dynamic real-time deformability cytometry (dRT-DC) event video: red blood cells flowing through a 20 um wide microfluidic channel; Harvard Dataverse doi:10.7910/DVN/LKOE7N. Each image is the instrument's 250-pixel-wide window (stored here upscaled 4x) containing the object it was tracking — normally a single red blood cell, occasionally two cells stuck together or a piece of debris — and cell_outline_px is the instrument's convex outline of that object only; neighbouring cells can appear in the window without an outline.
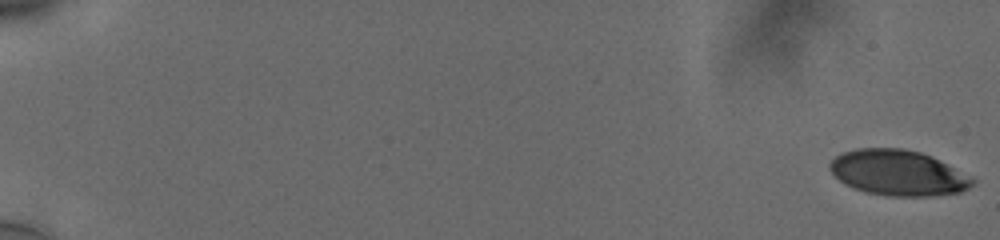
{"species": "human", "species_latin": "Homo sapiens", "temperature_condition": "cold", "stored_images_in_passage": 30, "camera_frame_rate_fps": 3000, "um_per_image_px": 0.085, "donor": {"sex": "male"}, "frame": {"image": 1, "passage_image": 1, "time_ms": 0.0, "image_size_px": [1000, 240], "cell_outline_px": [[976, 180], [968, 188], [960, 192], [932, 196], [888, 196], [868, 192], [844, 184], [828, 168], [828, 164], [836, 156], [844, 152], [856, 148], [904, 148], [920, 152], [932, 156], [972, 176]], "centroid_in_image_um": [76.36, 14.68], "position_along_channel_um": 8.6, "area_um2": 37.86}}
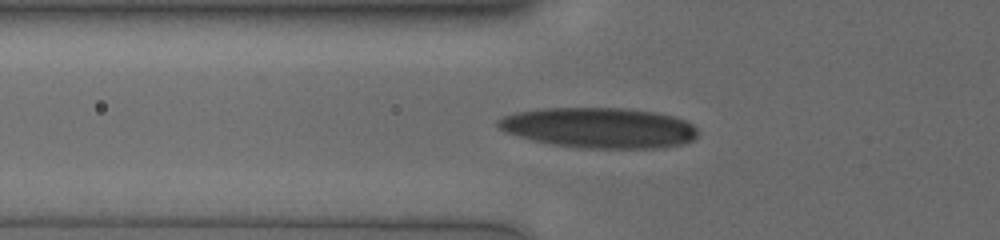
{"frame": {"image": 2, "passage_image": 16, "time_ms": 5.0, "image_size_px": [1000, 240], "cell_outline_px": [[696, 136], [692, 140], [680, 144], [656, 148], [576, 148], [548, 144], [532, 140], [504, 132], [496, 124], [496, 120], [504, 116], [516, 112], [544, 108], [624, 108], [656, 112], [688, 120], [696, 128]], "centroid_in_image_um": [50.89, 10.86], "position_along_channel_um": 74.9, "area_um2": 47.22}}
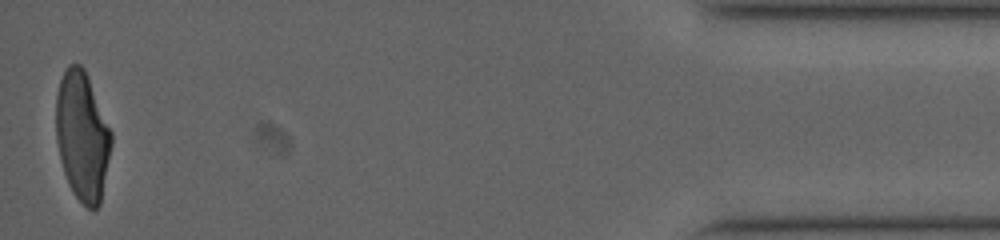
{"frame": {"image": 3, "passage_image": 30, "time_ms": 9.667, "image_size_px": [1000, 240], "cell_outline_px": [[112, 144], [100, 204], [92, 212], [72, 192], [68, 184], [60, 160], [56, 140], [56, 96], [60, 80], [68, 64], [80, 64], [84, 68], [88, 76], [112, 132]], "centroid_in_image_um": [6.99, 11.57], "position_along_channel_um": 428.2, "area_um2": 41.73}}